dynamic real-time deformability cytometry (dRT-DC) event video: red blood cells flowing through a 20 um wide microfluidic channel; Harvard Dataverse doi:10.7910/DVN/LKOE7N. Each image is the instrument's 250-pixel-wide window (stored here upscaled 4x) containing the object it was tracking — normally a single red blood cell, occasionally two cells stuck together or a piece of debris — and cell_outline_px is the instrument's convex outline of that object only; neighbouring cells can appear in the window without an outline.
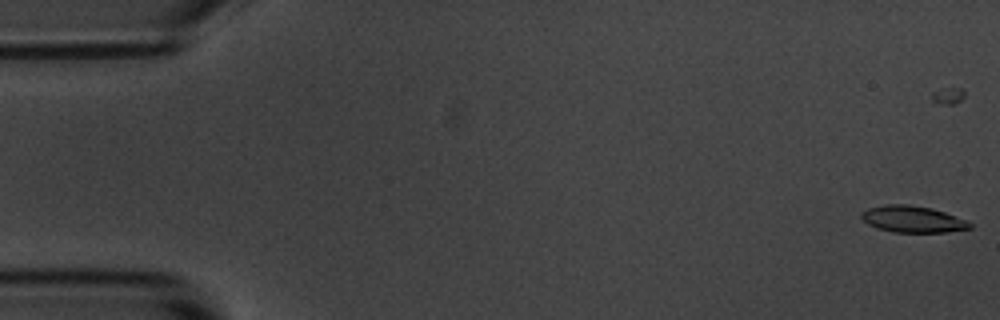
{"species": "common noctule bat (a hibernating species)", "species_latin": "Nyctalus noctula", "temperature_condition": "room temperature", "stored_images_in_passage": 6, "camera_frame_rate_fps": 3000, "um_per_image_px": 0.085, "animal": {"sex": "male", "body_mass_g": 20.1, "forearm_length_mm": 53.5}, "frame": {"image": 1, "passage_image": 1, "time_ms": 0.0, "image_size_px": [1000, 320], "cell_outline_px": [[972, 228], [944, 232], [892, 232], [876, 228], [868, 224], [860, 216], [860, 212], [868, 208], [884, 204], [908, 204], [932, 208], [968, 220], [972, 224]], "centroid_in_image_um": [77.56, 18.62], "position_along_channel_um": 7.4, "area_um2": 16.94}}